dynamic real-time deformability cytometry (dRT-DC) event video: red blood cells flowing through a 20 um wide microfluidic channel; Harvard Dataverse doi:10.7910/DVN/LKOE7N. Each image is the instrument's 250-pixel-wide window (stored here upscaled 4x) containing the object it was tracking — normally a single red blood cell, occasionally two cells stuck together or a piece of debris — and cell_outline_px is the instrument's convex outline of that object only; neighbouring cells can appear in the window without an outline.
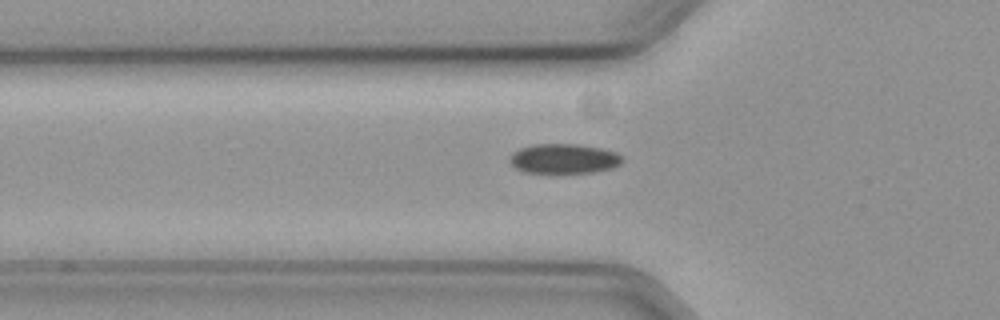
{"species": "common noctule bat (a hibernating species)", "species_latin": "Nyctalus noctula", "temperature_condition": "cold", "stored_images_in_passage": 33, "camera_frame_rate_fps": 3000, "um_per_image_px": 0.085, "animal": {"sex": "female", "body_mass_g": 19.3, "forearm_length_mm": 54.1}, "frame": {"image": 1, "passage_image": 2, "time_ms": 0.333, "image_size_px": [1000, 320], "cell_outline_px": [[624, 160], [620, 164], [612, 168], [596, 172], [524, 172], [516, 168], [508, 160], [512, 152], [520, 148], [532, 144], [572, 144], [600, 148], [616, 152]], "centroid_in_image_um": [47.91, 13.48], "position_along_channel_um": 77.9, "area_um2": 19.36}}
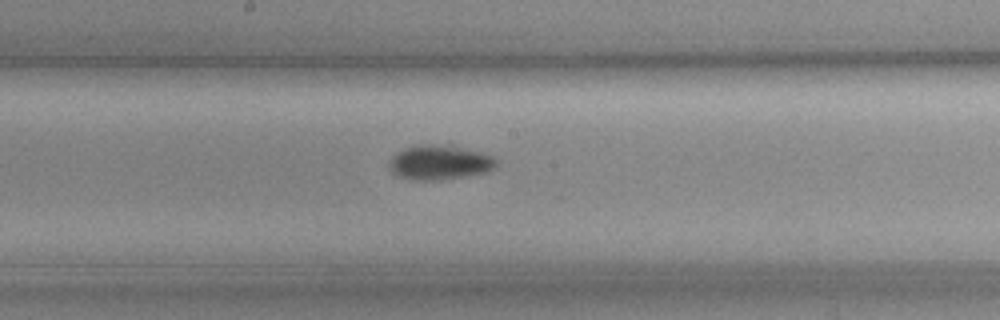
{"frame": {"image": 2, "passage_image": 13, "time_ms": 4.0, "image_size_px": [1000, 320], "cell_outline_px": [[496, 164], [488, 172], [440, 180], [412, 180], [396, 176], [388, 168], [388, 164], [392, 156], [404, 148], [416, 144], [456, 144], [492, 156], [496, 160]], "centroid_in_image_um": [37.33, 13.78], "position_along_channel_um": 210.9, "area_um2": 22.02}}
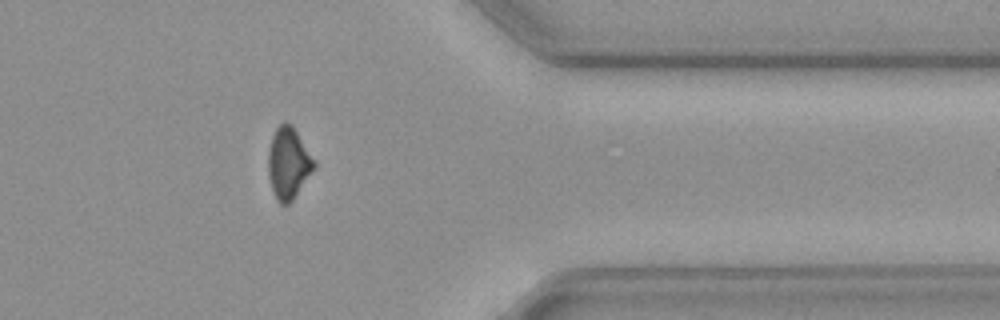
{"frame": {"image": 3, "passage_image": 29, "time_ms": 9.333, "image_size_px": [1000, 320], "cell_outline_px": [[316, 164], [292, 200], [288, 204], [280, 204], [272, 188], [268, 172], [268, 152], [272, 136], [276, 128], [284, 120], [292, 124]], "centroid_in_image_um": [24.48, 13.82], "position_along_channel_um": 386.9, "area_um2": 18.55}}